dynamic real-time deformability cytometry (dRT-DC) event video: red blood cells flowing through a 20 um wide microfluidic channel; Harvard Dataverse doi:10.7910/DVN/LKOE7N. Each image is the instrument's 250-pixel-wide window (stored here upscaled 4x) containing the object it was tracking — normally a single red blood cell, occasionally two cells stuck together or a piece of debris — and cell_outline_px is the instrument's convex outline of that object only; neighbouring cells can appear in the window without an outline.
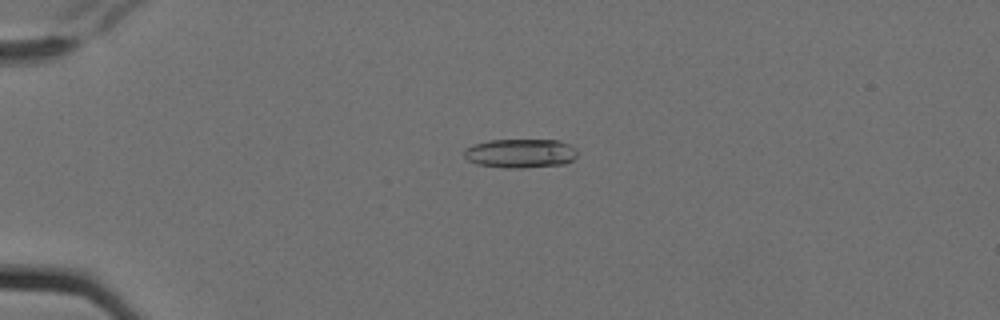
{"species": "Egyptian fruit bat (a non-hibernating species)", "species_latin": "Rousettus aegyptiacus", "temperature_condition": "cold", "stored_images_in_passage": 3, "camera_frame_rate_fps": 3000, "um_per_image_px": 0.085, "animal": {"sex": "female"}, "frame": {"image": 1, "passage_image": 2, "time_ms": 0.333, "image_size_px": [1000, 320], "cell_outline_px": [[576, 156], [572, 160], [564, 164], [524, 168], [504, 168], [476, 164], [468, 160], [464, 156], [464, 148], [472, 144], [488, 140], [560, 140], [576, 148]], "centroid_in_image_um": [44.2, 13.03], "position_along_channel_um": 40.8, "area_um2": 19.36}}